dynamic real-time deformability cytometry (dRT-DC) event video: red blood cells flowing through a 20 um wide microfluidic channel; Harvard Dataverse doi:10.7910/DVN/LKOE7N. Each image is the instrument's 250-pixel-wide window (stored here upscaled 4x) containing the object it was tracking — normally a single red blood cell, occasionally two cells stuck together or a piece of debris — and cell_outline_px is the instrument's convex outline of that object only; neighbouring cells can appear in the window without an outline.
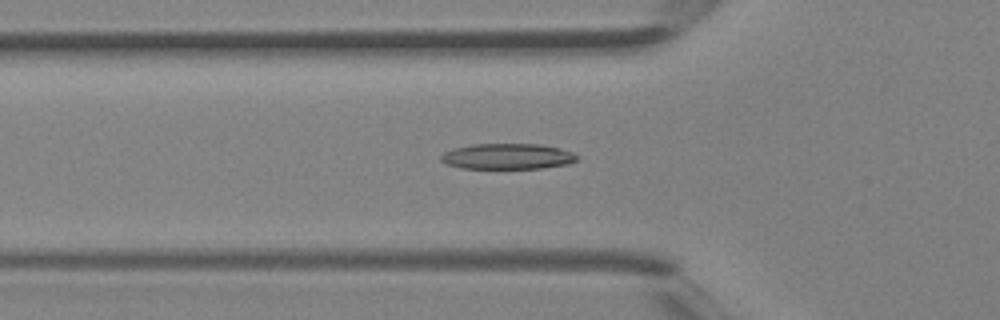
{"species": "Egyptian fruit bat (a non-hibernating species)", "species_latin": "Rousettus aegyptiacus", "temperature_condition": "room temperature", "stored_images_in_passage": 38, "camera_frame_rate_fps": 3000, "um_per_image_px": 0.085, "animal": {"sex": "female"}, "frame": {"image": 1, "passage_image": 15, "time_ms": 4.667, "image_size_px": [1000, 320], "cell_outline_px": [[580, 156], [576, 160], [568, 164], [540, 168], [464, 168], [448, 164], [440, 160], [440, 156], [444, 152], [452, 148], [472, 144], [540, 144], [560, 148], [572, 152]], "centroid_in_image_um": [43.15, 13.28], "position_along_channel_um": 82.7, "area_um2": 20.35}}
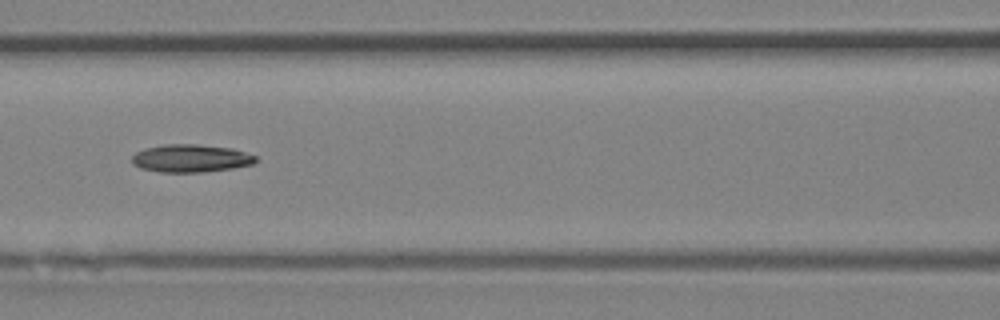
{"frame": {"image": 2, "passage_image": 19, "time_ms": 6.0, "image_size_px": [1000, 320], "cell_outline_px": [[256, 164], [232, 168], [200, 172], [160, 172], [140, 168], [132, 164], [132, 156], [136, 152], [144, 148], [160, 144], [196, 144], [232, 148], [256, 156]], "centroid_in_image_um": [16.19, 13.45], "position_along_channel_um": 150.4, "area_um2": 20.17}}
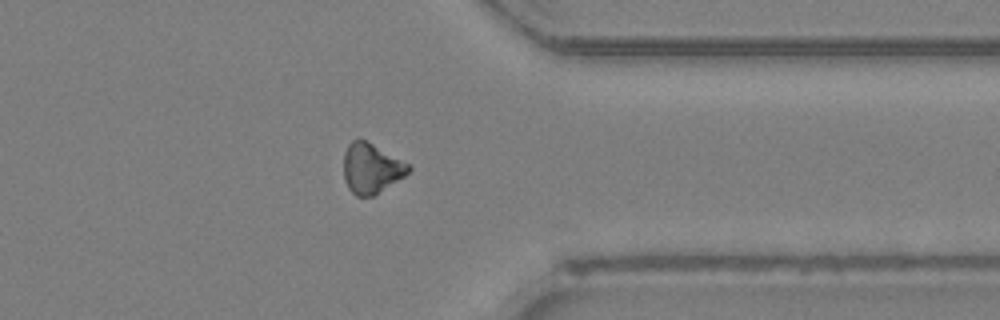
{"frame": {"image": 3, "passage_image": 33, "time_ms": 10.667, "image_size_px": [1000, 320], "cell_outline_px": [[412, 168], [404, 176], [372, 196], [356, 196], [348, 188], [344, 180], [344, 152], [348, 144], [352, 140], [364, 140], [412, 164]], "centroid_in_image_um": [31.56, 14.3], "position_along_channel_um": 379.8, "area_um2": 18.79}}